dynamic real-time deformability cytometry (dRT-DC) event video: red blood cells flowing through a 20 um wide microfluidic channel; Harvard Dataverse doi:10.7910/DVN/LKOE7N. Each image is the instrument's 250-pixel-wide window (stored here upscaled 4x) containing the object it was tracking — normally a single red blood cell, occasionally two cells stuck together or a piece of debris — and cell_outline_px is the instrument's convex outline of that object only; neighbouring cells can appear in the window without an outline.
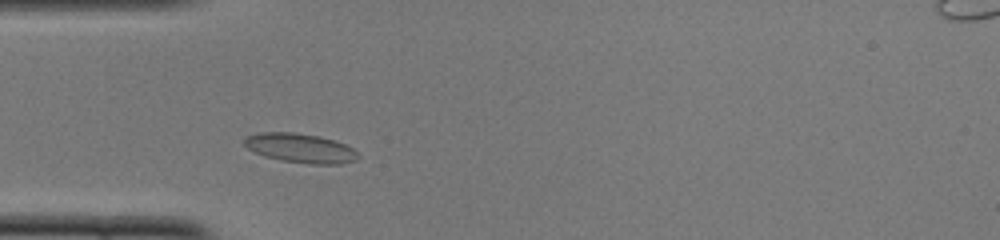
{"species": "common noctule bat (a hibernating species)", "species_latin": "Nyctalus noctula", "temperature_condition": "cold", "stored_images_in_passage": 41, "camera_frame_rate_fps": 3000, "um_per_image_px": 0.085, "animal": {"sex": "female", "body_mass_g": 22.0, "forearm_length_mm": 56.7}, "frame": {"image": 1, "passage_image": 6, "time_ms": 1.667, "image_size_px": [1000, 240], "cell_outline_px": [[360, 156], [356, 160], [344, 164], [308, 164], [280, 160], [264, 156], [248, 148], [244, 144], [244, 136], [260, 132], [296, 132], [320, 136], [336, 140], [352, 148]], "centroid_in_image_um": [25.54, 12.58], "position_along_channel_um": 59.5, "area_um2": 19.65}}
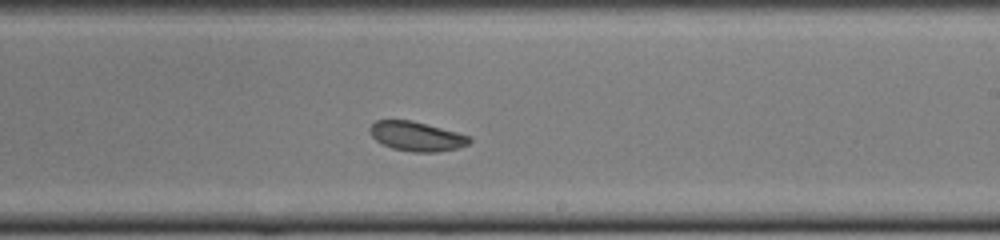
{"frame": {"image": 2, "passage_image": 21, "time_ms": 6.667, "image_size_px": [1000, 240], "cell_outline_px": [[472, 140], [468, 144], [456, 148], [436, 152], [412, 152], [392, 148], [380, 144], [372, 136], [368, 128], [376, 120], [412, 120], [472, 136]], "centroid_in_image_um": [35.4, 11.58], "position_along_channel_um": 253.6, "area_um2": 17.17}}
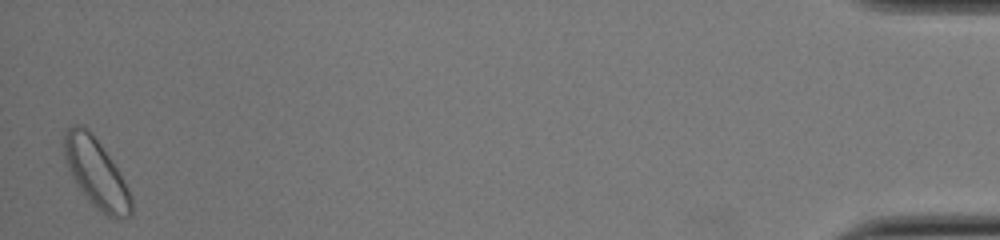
{"frame": {"image": 3, "passage_image": 41, "time_ms": 13.333, "image_size_px": [1000, 240], "cell_outline_px": [[132, 216], [120, 220], [116, 220], [108, 216], [80, 188], [72, 176], [68, 168], [64, 156], [64, 136], [68, 128], [76, 124], [84, 124], [100, 144], [112, 160], [124, 180], [132, 196]], "centroid_in_image_um": [8.21, 14.7], "position_along_channel_um": 427.0, "area_um2": 26.36}, "authors_computed_cell_mechanics": {"area_um2": 18.207, "velocity_mm_per_s": 3.935, "shape_relaxation_time_tau1_ms": 2.9686, "shape_relaxation_time_tau2_ms": 1.6832, "deformation_change_tau1": 0.0972, "deformation_change_tau2": 0.0715}}